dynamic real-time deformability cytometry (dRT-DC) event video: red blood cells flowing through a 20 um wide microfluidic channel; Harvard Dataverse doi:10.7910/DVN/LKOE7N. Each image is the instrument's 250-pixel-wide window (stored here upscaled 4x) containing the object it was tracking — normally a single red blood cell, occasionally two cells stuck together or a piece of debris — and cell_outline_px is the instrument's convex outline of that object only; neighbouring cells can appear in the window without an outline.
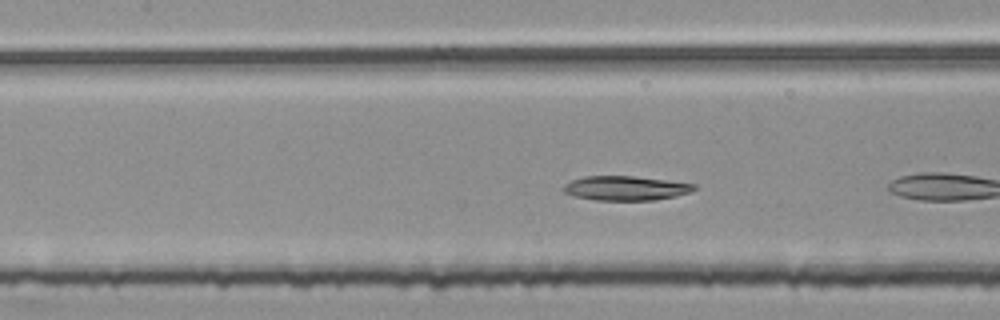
{"species": "common noctule bat (a hibernating species)", "species_latin": "Nyctalus noctula", "temperature_condition": "room temperature", "stored_images_in_passage": 8, "camera_frame_rate_fps": 3000, "um_per_image_px": 0.085, "animal": {"sex": "female", "body_mass_g": 25.1}, "frame": {"image": 1, "passage_image": 7, "time_ms": 2.0, "image_size_px": [1000, 320], "cell_outline_px": [[696, 188], [688, 192], [672, 196], [652, 200], [600, 200], [576, 196], [564, 192], [564, 188], [572, 180], [588, 176], [632, 176], [696, 184]], "centroid_in_image_um": [53.19, 15.99], "position_along_channel_um": 154.2, "area_um2": 17.92}}